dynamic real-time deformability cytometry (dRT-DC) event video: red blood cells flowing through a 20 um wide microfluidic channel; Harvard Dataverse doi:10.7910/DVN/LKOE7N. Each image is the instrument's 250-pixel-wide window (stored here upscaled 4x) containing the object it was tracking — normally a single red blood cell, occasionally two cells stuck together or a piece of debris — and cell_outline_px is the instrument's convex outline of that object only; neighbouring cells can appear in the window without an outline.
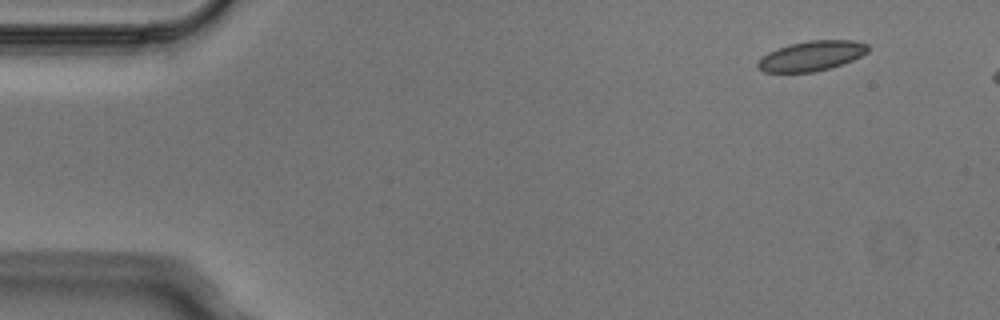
{"species": "Egyptian fruit bat (a non-hibernating species)", "species_latin": "Rousettus aegyptiacus", "temperature_condition": "cold", "stored_images_in_passage": 5, "camera_frame_rate_fps": 3000, "um_per_image_px": 0.085, "animal": {"sex": "male"}, "frame": {"image": 1, "passage_image": 1, "time_ms": 0.0, "image_size_px": [1000, 320], "cell_outline_px": [[868, 52], [852, 60], [828, 68], [812, 72], [764, 72], [756, 64], [768, 52], [776, 48], [788, 44], [808, 40], [856, 40], [868, 44]], "centroid_in_image_um": [68.99, 4.73], "position_along_channel_um": 16.0, "area_um2": 19.07}}